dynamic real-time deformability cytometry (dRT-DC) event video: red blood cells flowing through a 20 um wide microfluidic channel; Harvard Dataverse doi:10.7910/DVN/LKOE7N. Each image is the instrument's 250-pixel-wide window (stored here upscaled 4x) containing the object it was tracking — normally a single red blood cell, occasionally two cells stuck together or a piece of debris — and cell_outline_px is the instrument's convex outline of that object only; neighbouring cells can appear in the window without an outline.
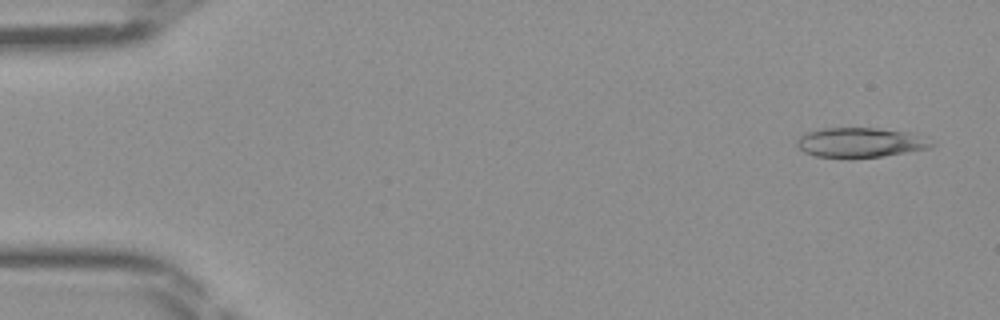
{"species": "Egyptian fruit bat (a non-hibernating species)", "species_latin": "Rousettus aegyptiacus", "temperature_condition": "room temperature", "stored_images_in_passage": 45, "camera_frame_rate_fps": 3000, "um_per_image_px": 0.085, "frame": {"image": 1, "passage_image": 2, "time_ms": 0.333, "image_size_px": [1000, 320], "cell_outline_px": [[936, 144], [932, 148], [884, 156], [852, 160], [816, 156], [804, 152], [796, 144], [796, 140], [800, 136], [808, 132], [820, 128], [876, 128], [908, 132]], "centroid_in_image_um": [73.09, 12.15], "position_along_channel_um": 11.9, "area_um2": 23.7}}
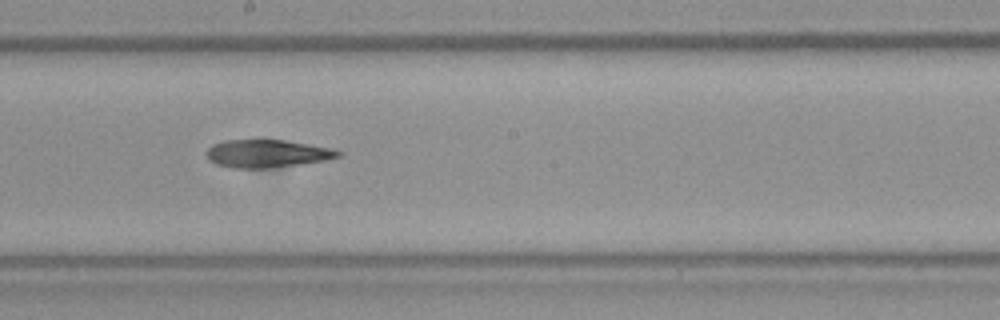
{"frame": {"image": 2, "passage_image": 25, "time_ms": 8.0, "image_size_px": [1000, 320], "cell_outline_px": [[344, 152], [340, 156], [324, 160], [300, 164], [272, 168], [232, 168], [216, 164], [208, 160], [204, 152], [212, 144], [224, 140], [284, 140], [332, 148]], "centroid_in_image_um": [22.66, 13.05], "position_along_channel_um": 225.5, "area_um2": 21.5}}
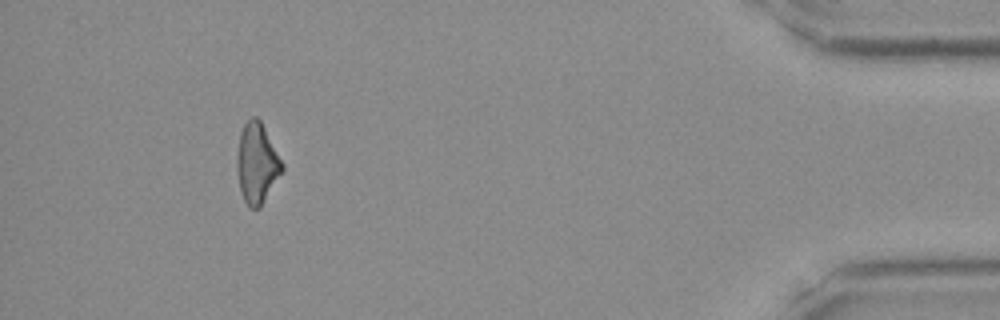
{"frame": {"image": 3, "passage_image": 42, "time_ms": 13.667, "image_size_px": [1000, 320], "cell_outline_px": [[284, 168], [260, 208], [248, 208], [240, 192], [236, 168], [236, 160], [240, 132], [244, 124], [252, 116], [256, 116], [260, 120], [284, 164]], "centroid_in_image_um": [21.82, 13.89], "position_along_channel_um": 413.4, "area_um2": 21.15}}